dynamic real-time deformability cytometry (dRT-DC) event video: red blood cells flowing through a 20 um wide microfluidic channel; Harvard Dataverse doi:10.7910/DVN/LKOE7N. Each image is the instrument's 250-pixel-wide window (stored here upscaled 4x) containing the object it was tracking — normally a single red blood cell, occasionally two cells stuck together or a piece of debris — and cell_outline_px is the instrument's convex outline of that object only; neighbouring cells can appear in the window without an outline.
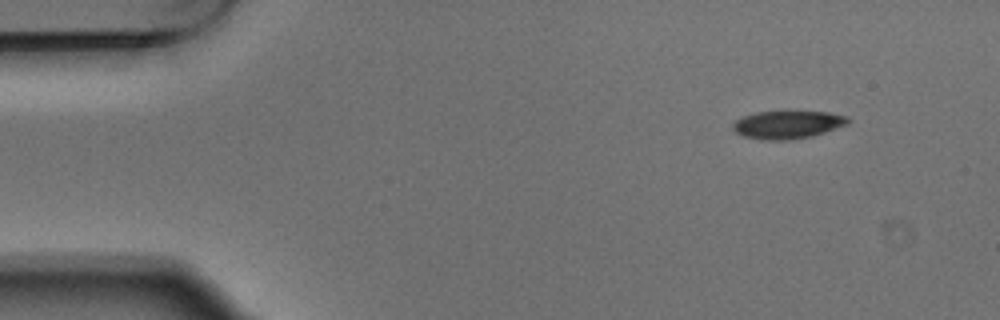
{"species": "Egyptian fruit bat (a non-hibernating species)", "species_latin": "Rousettus aegyptiacus", "temperature_condition": "warm", "stored_images_in_passage": 4, "camera_frame_rate_fps": 3000, "um_per_image_px": 0.085, "animal": {"sex": "male"}, "frame": {"image": 1, "passage_image": 1, "time_ms": 0.0, "image_size_px": [1000, 320], "cell_outline_px": [[852, 120], [848, 124], [812, 136], [788, 140], [764, 140], [744, 136], [736, 132], [732, 128], [732, 124], [736, 120], [744, 116], [756, 112], [788, 108], [828, 112], [848, 116]], "centroid_in_image_um": [66.98, 10.53], "position_along_channel_um": 18.0, "area_um2": 19.65}}
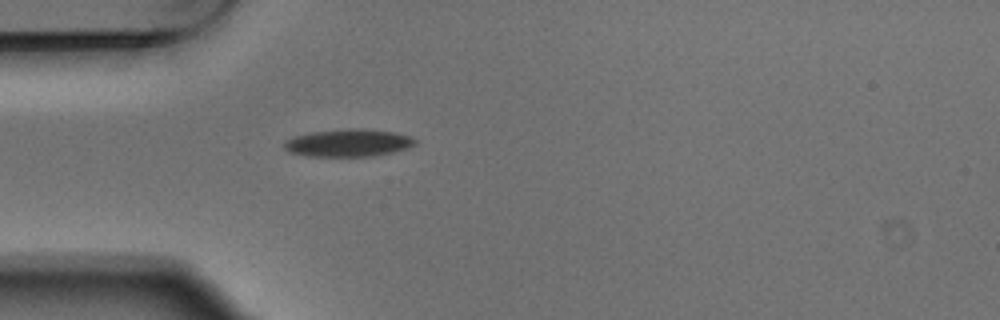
{"frame": {"image": 2, "passage_image": 4, "time_ms": 1.0, "image_size_px": [1000, 320], "cell_outline_px": [[416, 144], [408, 148], [392, 152], [372, 156], [304, 156], [288, 152], [284, 148], [284, 140], [308, 132], [352, 128], [364, 128], [396, 132], [412, 136], [416, 140]], "centroid_in_image_um": [29.61, 12.13], "position_along_channel_um": 55.4, "area_um2": 21.27}}